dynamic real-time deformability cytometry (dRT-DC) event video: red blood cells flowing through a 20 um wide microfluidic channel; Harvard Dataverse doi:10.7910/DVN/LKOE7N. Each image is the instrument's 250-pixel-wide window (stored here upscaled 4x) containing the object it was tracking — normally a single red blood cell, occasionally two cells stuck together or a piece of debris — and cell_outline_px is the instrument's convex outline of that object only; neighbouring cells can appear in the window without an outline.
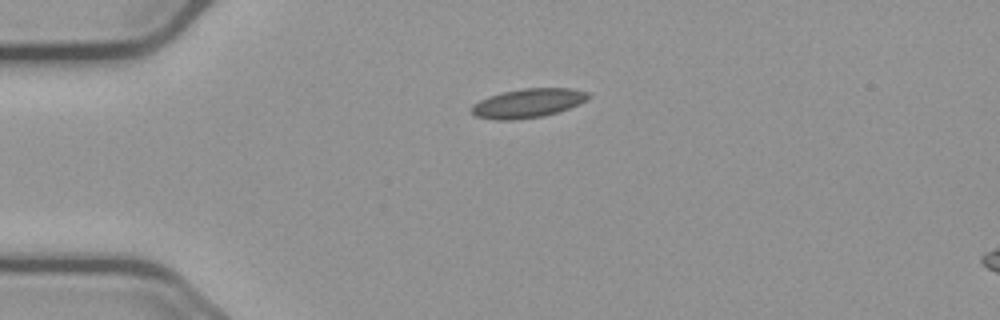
{"species": "common noctule bat (a hibernating species)", "species_latin": "Nyctalus noctula", "temperature_condition": "cold", "stored_images_in_passage": 44, "camera_frame_rate_fps": 3000, "um_per_image_px": 0.085, "animal": {"sex": "male", "body_mass_g": 23.1, "forearm_length_mm": 52.7}, "frame": {"image": 1, "passage_image": 1, "time_ms": 0.0, "image_size_px": [1000, 320], "cell_outline_px": [[592, 96], [568, 108], [544, 116], [512, 120], [496, 120], [476, 116], [472, 112], [472, 104], [488, 96], [500, 92], [524, 88], [572, 88], [588, 92]], "centroid_in_image_um": [44.85, 8.76], "position_along_channel_um": 40.2, "area_um2": 19.65}}
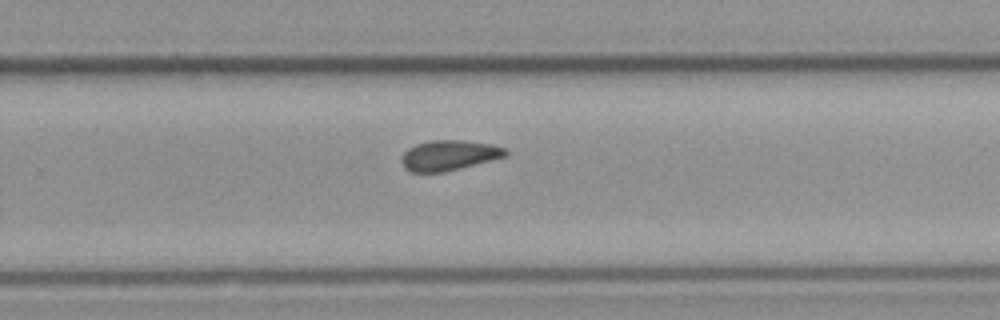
{"frame": {"image": 2, "passage_image": 24, "time_ms": 7.667, "image_size_px": [1000, 320], "cell_outline_px": [[508, 156], [444, 172], [412, 172], [404, 168], [400, 160], [404, 152], [408, 148], [416, 144], [432, 140], [464, 140], [492, 144], [508, 148]], "centroid_in_image_um": [38.19, 13.19], "position_along_channel_um": 291.6, "area_um2": 18.5}}
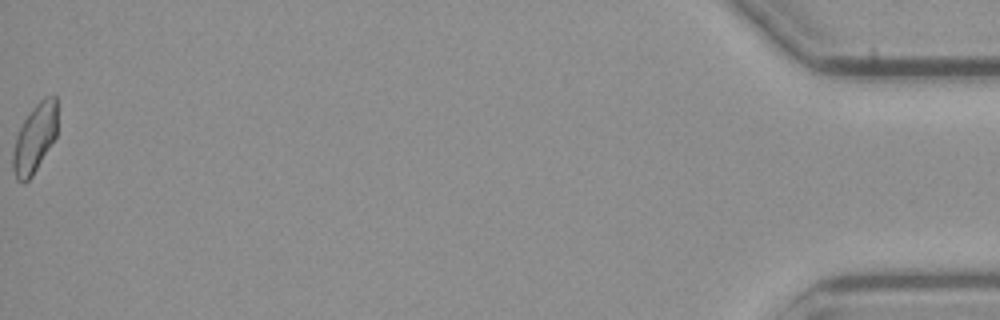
{"frame": {"image": 3, "passage_image": 44, "time_ms": 14.333, "image_size_px": [1000, 320], "cell_outline_px": [[56, 136], [32, 176], [24, 184], [16, 180], [12, 168], [12, 152], [16, 136], [24, 120], [32, 108], [44, 96], [56, 96]], "centroid_in_image_um": [2.92, 11.78], "position_along_channel_um": 432.3, "area_um2": 17.69}, "authors_computed_cell_mechanics": {"area_um2": 18.2648, "velocity_mm_per_s": 3.6721, "shape_relaxation_time_tau1_ms": null, "shape_relaxation_time_tau2_ms": 2.6239, "deformation_change_tau1": null, "deformation_change_tau2": 0.0895}}